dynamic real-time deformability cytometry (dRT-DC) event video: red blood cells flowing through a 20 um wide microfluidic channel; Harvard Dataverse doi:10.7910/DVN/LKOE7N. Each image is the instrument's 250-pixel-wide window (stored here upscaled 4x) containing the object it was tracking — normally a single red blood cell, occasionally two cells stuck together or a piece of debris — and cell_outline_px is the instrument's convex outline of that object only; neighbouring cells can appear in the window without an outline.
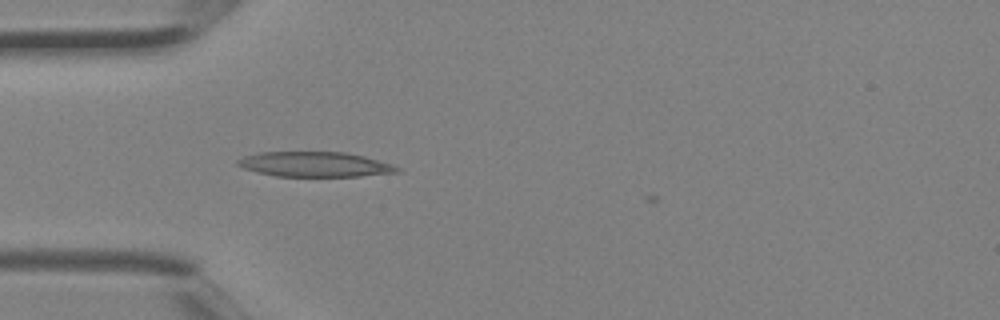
{"species": "Egyptian fruit bat (a non-hibernating species)", "species_latin": "Rousettus aegyptiacus", "temperature_condition": "room temperature", "stored_images_in_passage": 3, "camera_frame_rate_fps": 3000, "um_per_image_px": 0.085, "animal": {"sex": "female"}, "frame": {"image": 1, "passage_image": 3, "time_ms": 0.667, "image_size_px": [1000, 320], "cell_outline_px": [[404, 168], [400, 172], [360, 176], [276, 176], [256, 172], [244, 168], [236, 164], [236, 160], [244, 156], [260, 152], [348, 152], [364, 156], [392, 164]], "centroid_in_image_um": [26.8, 13.97], "position_along_channel_um": 58.2, "area_um2": 23.35}}